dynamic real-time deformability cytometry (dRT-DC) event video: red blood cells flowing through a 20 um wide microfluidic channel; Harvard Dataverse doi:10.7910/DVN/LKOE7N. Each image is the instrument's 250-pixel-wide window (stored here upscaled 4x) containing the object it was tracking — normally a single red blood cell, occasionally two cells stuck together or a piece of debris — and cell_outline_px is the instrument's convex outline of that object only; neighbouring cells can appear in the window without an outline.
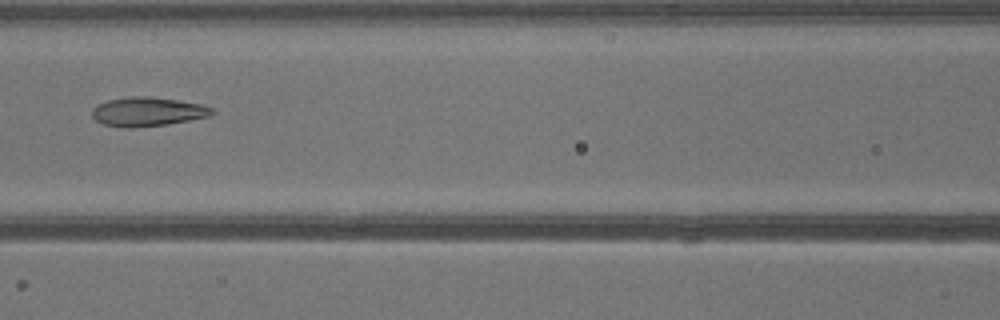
{"species": "common noctule bat (a hibernating species)", "species_latin": "Nyctalus noctula", "temperature_condition": "warm", "stored_images_in_passage": 36, "camera_frame_rate_fps": 3000, "um_per_image_px": 0.085, "animal": {"sex": "male", "body_mass_g": 13.3}, "frame": {"image": 1, "passage_image": 14, "time_ms": 4.333, "image_size_px": [1000, 320], "cell_outline_px": [[216, 112], [208, 116], [168, 124], [132, 128], [124, 128], [104, 124], [96, 120], [92, 116], [92, 108], [108, 100], [132, 96], [148, 96], [176, 100], [200, 104], [212, 108]], "centroid_in_image_um": [12.53, 9.5], "position_along_channel_um": 154.1, "area_um2": 20.11}}
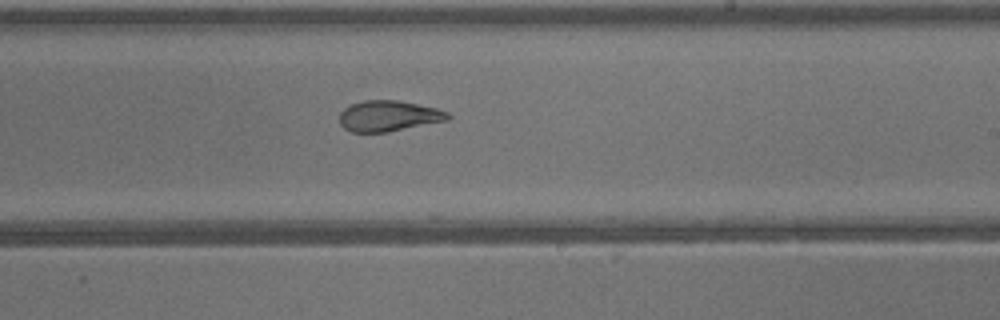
{"frame": {"image": 2, "passage_image": 20, "time_ms": 6.333, "image_size_px": [1000, 320], "cell_outline_px": [[452, 116], [448, 120], [388, 132], [352, 132], [344, 128], [340, 124], [340, 112], [344, 108], [352, 104], [364, 100], [396, 100], [436, 108], [448, 112]], "centroid_in_image_um": [33.03, 9.86], "position_along_channel_um": 256.0, "area_um2": 19.36}}
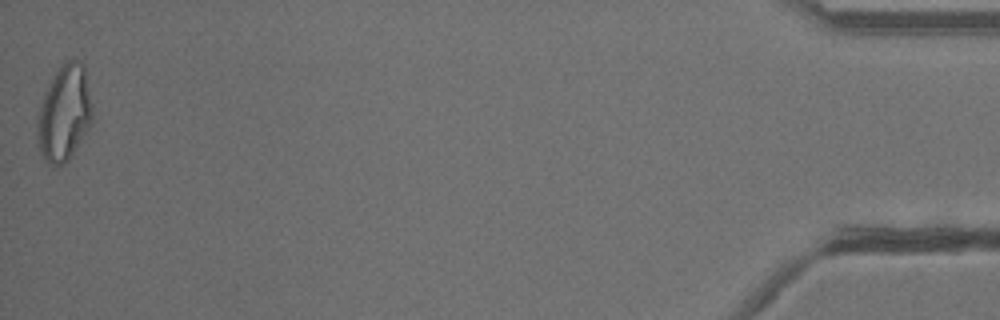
{"frame": {"image": 3, "passage_image": 36, "time_ms": 11.667, "image_size_px": [1000, 320], "cell_outline_px": [[92, 124], [68, 160], [64, 164], [48, 164], [44, 160], [36, 136], [36, 116], [44, 96], [60, 64], [76, 56], [84, 64], [92, 104]], "centroid_in_image_um": [5.48, 9.6], "position_along_channel_um": 429.7, "area_um2": 30.87}}